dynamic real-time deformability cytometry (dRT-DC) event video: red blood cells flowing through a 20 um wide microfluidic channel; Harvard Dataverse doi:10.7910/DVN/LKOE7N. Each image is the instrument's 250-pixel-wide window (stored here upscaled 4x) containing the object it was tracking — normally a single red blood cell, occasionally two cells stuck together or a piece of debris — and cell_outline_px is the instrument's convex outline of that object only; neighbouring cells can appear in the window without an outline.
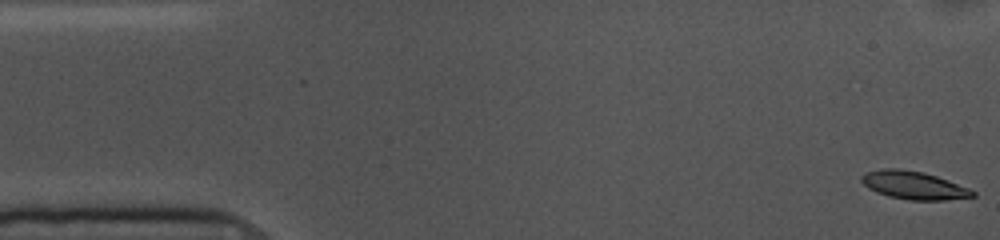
{"species": "common noctule bat (a hibernating species)", "species_latin": "Nyctalus noctula", "temperature_condition": "cold", "stored_images_in_passage": 54, "camera_frame_rate_fps": 3000, "um_per_image_px": 0.085, "animal": {"sex": "female", "body_mass_g": 10.0, "forearm_length_mm": 53.1}, "frame": {"image": 1, "passage_image": 1, "time_ms": 0.0, "image_size_px": [1000, 240], "cell_outline_px": [[976, 196], [944, 200], [908, 200], [888, 196], [876, 192], [868, 188], [860, 180], [860, 176], [868, 172], [880, 168], [900, 168], [924, 172], [936, 176], [968, 188], [976, 192]], "centroid_in_image_um": [77.63, 15.74], "position_along_channel_um": 7.4, "area_um2": 18.15}}
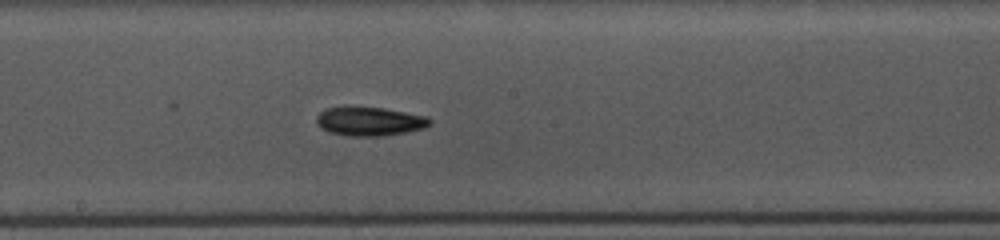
{"frame": {"image": 2, "passage_image": 28, "time_ms": 9.0, "image_size_px": [1000, 240], "cell_outline_px": [[432, 124], [424, 128], [404, 132], [380, 136], [348, 136], [328, 132], [320, 128], [316, 124], [316, 116], [324, 108], [344, 104], [352, 104], [384, 108], [428, 116], [432, 120]], "centroid_in_image_um": [31.34, 10.27], "position_along_channel_um": 216.9, "area_um2": 19.94}}
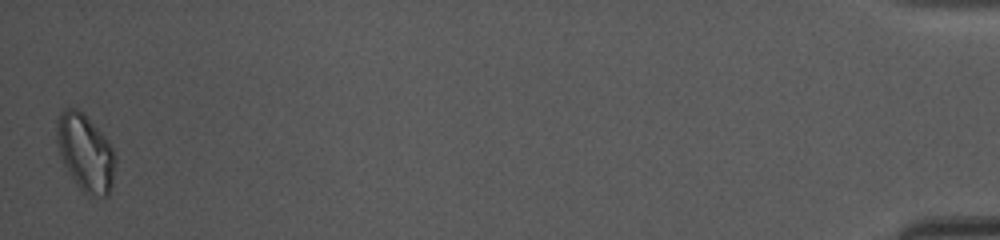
{"frame": {"image": 3, "passage_image": 54, "time_ms": 17.667, "image_size_px": [1000, 240], "cell_outline_px": [[116, 160], [112, 188], [108, 196], [88, 196], [76, 184], [64, 164], [60, 156], [56, 140], [56, 120], [60, 112], [64, 108], [76, 108], [84, 112], [108, 140], [116, 156]], "centroid_in_image_um": [7.26, 12.96], "position_along_channel_um": 427.9, "area_um2": 26.7}, "authors_computed_cell_mechanics": {"area_um2": 18.496, "velocity_mm_per_s": 3.5843, "shape_relaxation_time_tau1_ms": 3.5794, "shape_relaxation_time_tau2_ms": null, "deformation_change_tau1": 0.1077, "deformation_change_tau2": null}}